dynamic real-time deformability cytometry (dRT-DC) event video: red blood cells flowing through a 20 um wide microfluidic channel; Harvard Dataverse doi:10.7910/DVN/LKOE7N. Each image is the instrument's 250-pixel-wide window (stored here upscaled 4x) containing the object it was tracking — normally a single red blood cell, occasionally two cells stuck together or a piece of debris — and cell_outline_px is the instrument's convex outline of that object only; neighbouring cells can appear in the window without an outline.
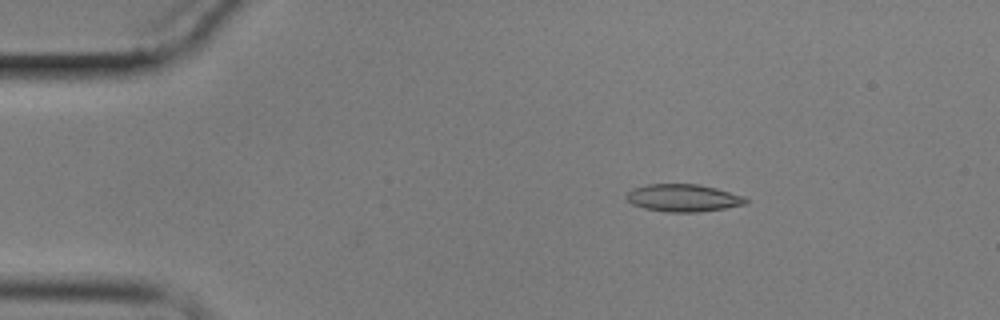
{"species": "common noctule bat (a hibernating species)", "species_latin": "Nyctalus noctula", "temperature_condition": "cold", "stored_images_in_passage": 3, "camera_frame_rate_fps": 3000, "um_per_image_px": 0.085, "animal": {"sex": "male", "body_mass_g": 17.9}, "frame": {"image": 1, "passage_image": 1, "time_ms": 0.0, "image_size_px": [1000, 320], "cell_outline_px": [[748, 204], [700, 212], [668, 212], [644, 208], [632, 204], [624, 196], [632, 188], [648, 184], [696, 184], [716, 188], [744, 196], [748, 200]], "centroid_in_image_um": [58.07, 16.82], "position_along_channel_um": 26.9, "area_um2": 19.13}}